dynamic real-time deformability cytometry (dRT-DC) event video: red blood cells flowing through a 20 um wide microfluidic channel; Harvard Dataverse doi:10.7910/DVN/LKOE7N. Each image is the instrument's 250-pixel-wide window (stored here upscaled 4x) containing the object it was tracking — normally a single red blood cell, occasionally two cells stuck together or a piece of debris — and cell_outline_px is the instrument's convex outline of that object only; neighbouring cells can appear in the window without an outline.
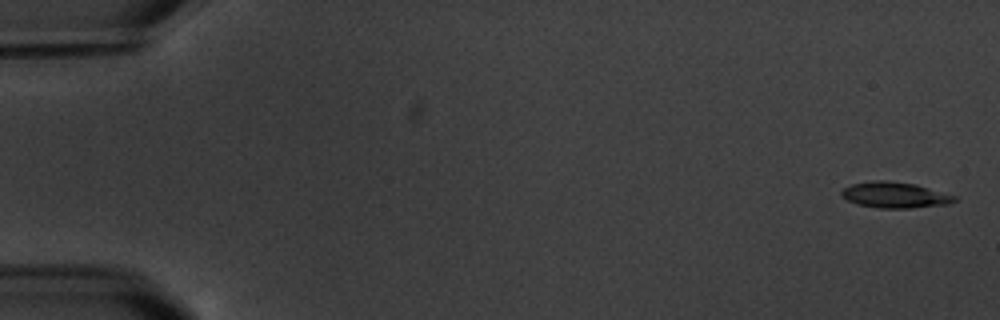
{"species": "common noctule bat (a hibernating species)", "species_latin": "Nyctalus noctula", "temperature_condition": "warm", "stored_images_in_passage": 7, "camera_frame_rate_fps": 3000, "um_per_image_px": 0.085, "animal": {"sex": "male", "body_mass_g": 20.1, "forearm_length_mm": 53.5}, "frame": {"image": 1, "passage_image": 1, "time_ms": 0.0, "image_size_px": [1000, 320], "cell_outline_px": [[960, 200], [948, 204], [912, 208], [880, 208], [856, 204], [848, 200], [840, 192], [844, 188], [852, 184], [872, 180], [888, 180], [916, 184], [956, 196]], "centroid_in_image_um": [76.1, 16.57], "position_along_channel_um": 8.9, "area_um2": 17.11}}
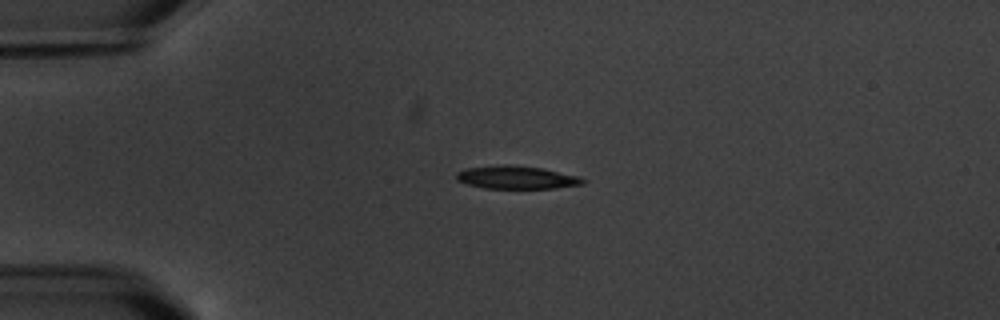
{"frame": {"image": 2, "passage_image": 5, "time_ms": 4.333, "image_size_px": [1000, 320], "cell_outline_px": [[584, 184], [556, 188], [484, 188], [468, 184], [456, 180], [456, 172], [468, 168], [500, 164], [512, 164], [544, 168], [576, 176], [584, 180]], "centroid_in_image_um": [43.87, 15.07], "position_along_channel_um": 41.1, "area_um2": 16.94}}